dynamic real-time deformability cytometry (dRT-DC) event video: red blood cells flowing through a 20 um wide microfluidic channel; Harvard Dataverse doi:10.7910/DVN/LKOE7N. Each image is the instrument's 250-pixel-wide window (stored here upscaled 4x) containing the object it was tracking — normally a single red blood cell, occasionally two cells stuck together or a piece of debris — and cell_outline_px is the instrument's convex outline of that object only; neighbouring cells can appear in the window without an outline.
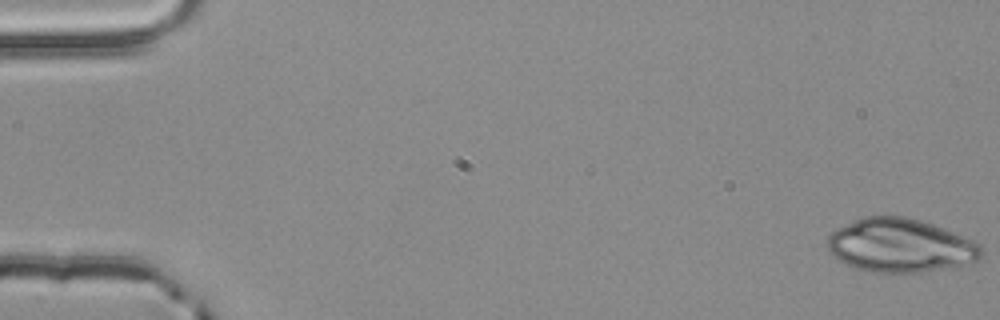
{"species": "common noctule bat (a hibernating species)", "species_latin": "Nyctalus noctula", "temperature_condition": "room temperature", "stored_images_in_passage": 54, "camera_frame_rate_fps": 3000, "um_per_image_px": 0.085, "animal": {"sex": "male", "body_mass_g": 20.4}, "frame": {"image": 1, "passage_image": 1, "time_ms": 0.0, "image_size_px": [1000, 320], "cell_outline_px": [[984, 252], [980, 260], [972, 264], [952, 268], [920, 272], [872, 272], [856, 268], [832, 256], [828, 252], [828, 236], [836, 228], [864, 216], [908, 216], [944, 228], [972, 240], [980, 244]], "centroid_in_image_um": [76.57, 20.87], "position_along_channel_um": 8.4, "area_um2": 48.49}}
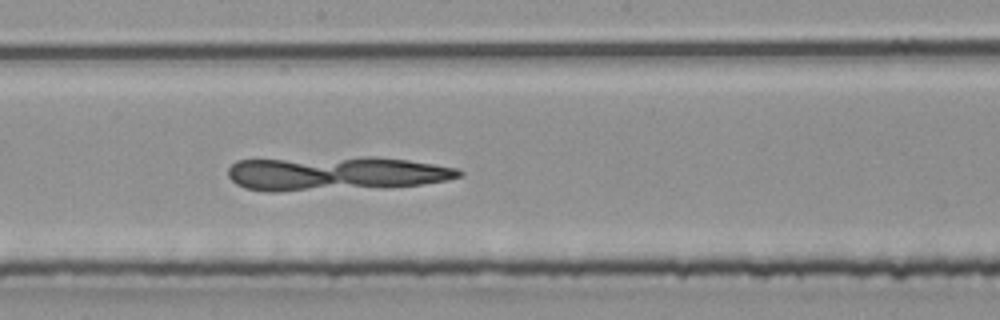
{"frame": {"image": 2, "passage_image": 30, "time_ms": 9.667, "image_size_px": [1000, 320], "cell_outline_px": [[464, 172], [460, 176], [448, 180], [420, 184], [388, 188], [276, 192], [268, 192], [244, 188], [236, 184], [228, 176], [228, 168], [236, 160], [360, 156], [372, 156], [408, 160], [456, 168]], "centroid_in_image_um": [28.49, 14.76], "position_along_channel_um": 219.7, "area_um2": 46.88}}
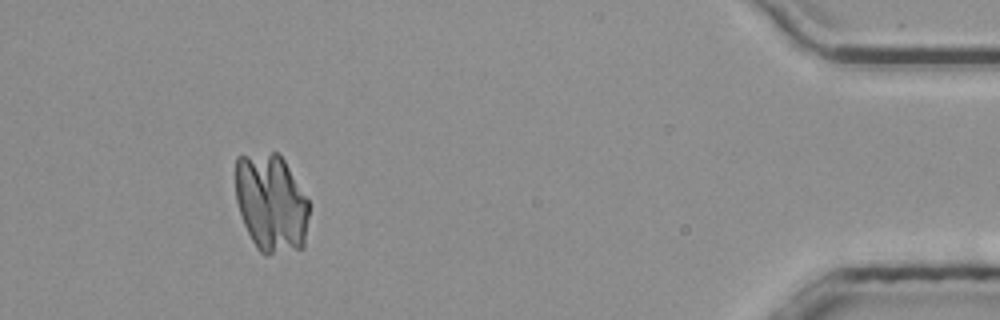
{"frame": {"image": 3, "passage_image": 50, "time_ms": 16.333, "image_size_px": [1000, 320], "cell_outline_px": [[308, 216], [304, 248], [268, 256], [264, 256], [256, 248], [244, 224], [236, 200], [236, 156], [272, 152], [276, 152], [284, 160], [308, 200]], "centroid_in_image_um": [23.04, 17.29], "position_along_channel_um": 412.2, "area_um2": 42.25}}